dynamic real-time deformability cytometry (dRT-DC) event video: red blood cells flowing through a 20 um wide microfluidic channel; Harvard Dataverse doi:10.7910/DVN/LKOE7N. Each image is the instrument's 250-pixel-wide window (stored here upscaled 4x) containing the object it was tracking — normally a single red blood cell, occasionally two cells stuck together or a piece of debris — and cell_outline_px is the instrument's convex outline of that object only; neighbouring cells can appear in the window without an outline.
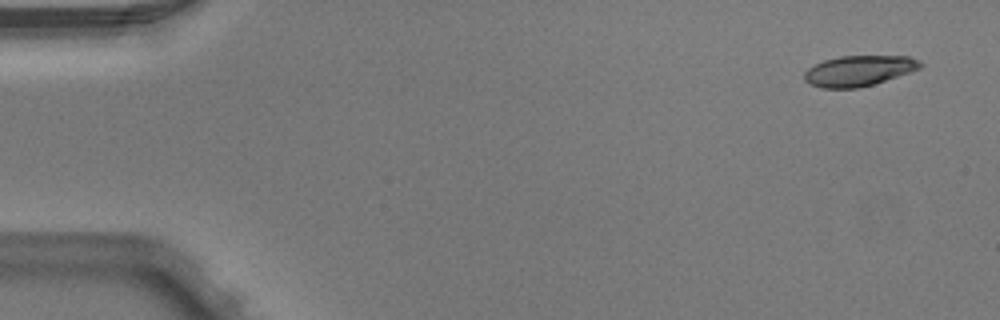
{"species": "Egyptian fruit bat (a non-hibernating species)", "species_latin": "Rousettus aegyptiacus", "temperature_condition": "warm", "stored_images_in_passage": 4, "camera_frame_rate_fps": 3000, "um_per_image_px": 0.085, "animal": {"sex": "male"}, "frame": {"image": 1, "passage_image": 1, "time_ms": 0.0, "image_size_px": [1000, 320], "cell_outline_px": [[924, 64], [920, 68], [872, 84], [856, 88], [820, 88], [804, 80], [804, 72], [808, 68], [824, 60], [840, 56], [908, 56], [920, 60]], "centroid_in_image_um": [72.98, 6.0], "position_along_channel_um": 12.0, "area_um2": 20.35}}
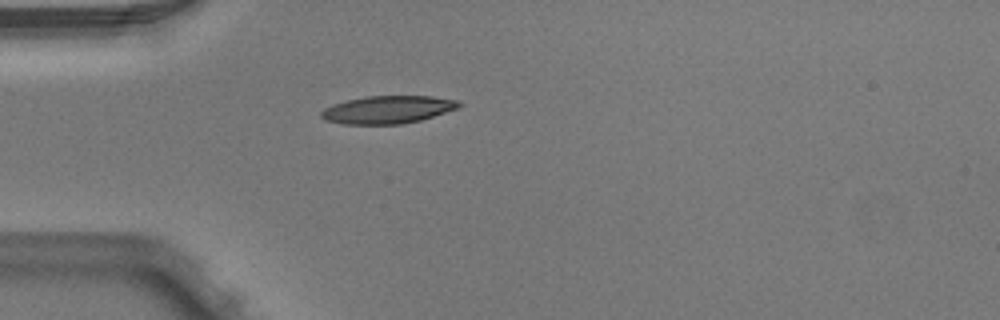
{"frame": {"image": 2, "passage_image": 4, "time_ms": 1.0, "image_size_px": [1000, 320], "cell_outline_px": [[464, 104], [460, 108], [420, 120], [404, 124], [344, 124], [324, 120], [320, 116], [320, 112], [324, 108], [332, 104], [344, 100], [364, 96], [432, 96], [460, 100]], "centroid_in_image_um": [32.97, 9.31], "position_along_channel_um": 52.0, "area_um2": 22.66}}